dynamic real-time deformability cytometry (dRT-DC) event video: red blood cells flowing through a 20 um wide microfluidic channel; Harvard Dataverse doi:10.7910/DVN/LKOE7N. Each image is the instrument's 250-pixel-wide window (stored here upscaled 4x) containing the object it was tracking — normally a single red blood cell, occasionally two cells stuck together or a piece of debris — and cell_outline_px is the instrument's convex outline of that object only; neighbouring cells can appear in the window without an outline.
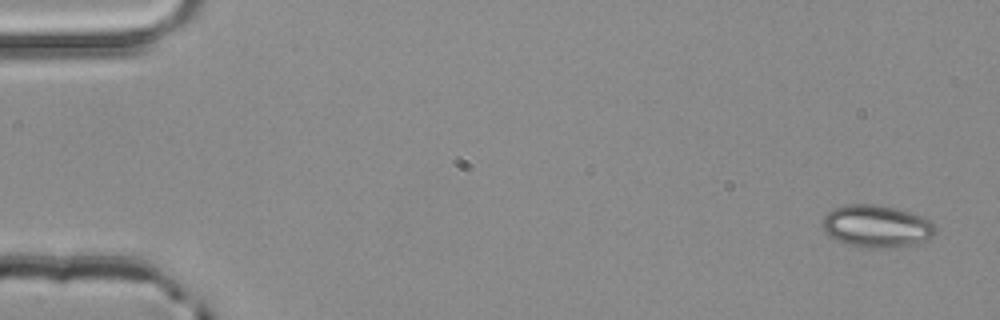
{"species": "common noctule bat (a hibernating species)", "species_latin": "Nyctalus noctula", "temperature_condition": "room temperature", "stored_images_in_passage": 3, "camera_frame_rate_fps": 3000, "um_per_image_px": 0.085, "animal": {"sex": "male", "body_mass_g": 20.4}, "frame": {"image": 1, "passage_image": 1, "time_ms": 0.0, "image_size_px": [1000, 320], "cell_outline_px": [[936, 232], [928, 240], [916, 244], [884, 248], [868, 248], [848, 244], [836, 240], [828, 236], [824, 232], [824, 216], [832, 208], [844, 204], [872, 204], [896, 208], [924, 216], [932, 220]], "centroid_in_image_um": [74.53, 19.22], "position_along_channel_um": 10.5, "area_um2": 28.09}}
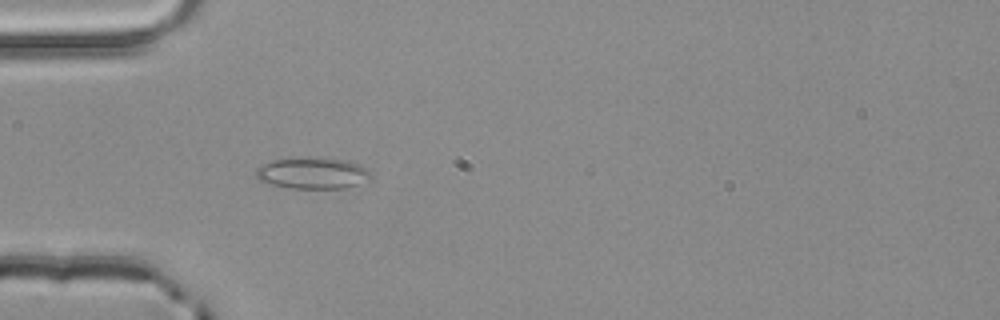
{"frame": {"image": 2, "passage_image": 3, "time_ms": 0.667, "image_size_px": [1000, 320], "cell_outline_px": [[372, 180], [344, 188], [292, 188], [268, 184], [260, 180], [256, 176], [256, 168], [272, 160], [316, 156], [320, 156], [344, 160], [360, 164], [368, 168], [372, 172]], "centroid_in_image_um": [26.63, 14.7], "position_along_channel_um": 58.4, "area_um2": 21.44}}